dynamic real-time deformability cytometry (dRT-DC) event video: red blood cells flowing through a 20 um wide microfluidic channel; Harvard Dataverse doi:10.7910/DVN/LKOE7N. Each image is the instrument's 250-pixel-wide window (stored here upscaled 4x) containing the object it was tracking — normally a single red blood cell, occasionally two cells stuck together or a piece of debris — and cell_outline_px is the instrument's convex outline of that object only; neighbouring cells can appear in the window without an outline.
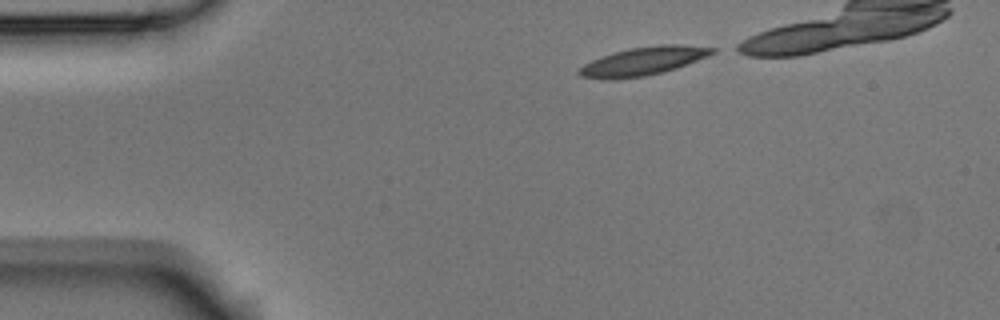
{"species": "Egyptian fruit bat (a non-hibernating species)", "species_latin": "Rousettus aegyptiacus", "temperature_condition": "room temperature", "stored_images_in_passage": 8, "camera_frame_rate_fps": 3000, "um_per_image_px": 0.085, "animal": {"sex": "male"}, "frame": {"image": 1, "passage_image": 1, "time_ms": 0.0, "image_size_px": [1000, 320], "cell_outline_px": [[716, 52], [708, 56], [676, 68], [664, 72], [644, 76], [608, 80], [580, 76], [576, 72], [584, 64], [600, 56], [612, 52], [628, 48], [660, 44], [680, 44], [716, 48]], "centroid_in_image_um": [54.66, 5.19], "position_along_channel_um": 30.3, "area_um2": 22.14}}
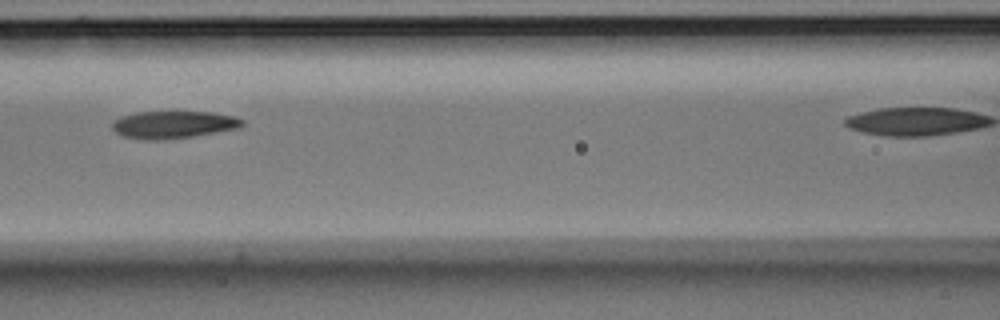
{"frame": {"image": 2, "passage_image": 5, "time_ms": 1.333, "image_size_px": [1000, 320], "cell_outline_px": [[244, 124], [240, 128], [192, 136], [164, 140], [144, 140], [124, 136], [116, 132], [112, 128], [112, 120], [120, 116], [136, 112], [212, 112], [236, 116], [244, 120]], "centroid_in_image_um": [14.74, 10.59], "position_along_channel_um": 151.9, "area_um2": 20.92}}
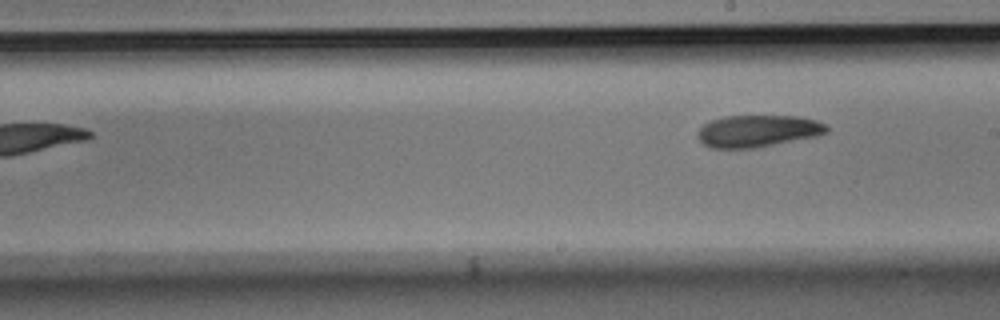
{"frame": {"image": 3, "passage_image": 8, "time_ms": 2.333, "image_size_px": [1000, 320], "cell_outline_px": [[828, 132], [812, 136], [756, 148], [712, 148], [704, 144], [696, 136], [696, 132], [704, 124], [712, 120], [724, 116], [800, 116], [816, 120], [828, 124]], "centroid_in_image_um": [64.39, 11.12], "position_along_channel_um": 224.6, "area_um2": 23.93}}